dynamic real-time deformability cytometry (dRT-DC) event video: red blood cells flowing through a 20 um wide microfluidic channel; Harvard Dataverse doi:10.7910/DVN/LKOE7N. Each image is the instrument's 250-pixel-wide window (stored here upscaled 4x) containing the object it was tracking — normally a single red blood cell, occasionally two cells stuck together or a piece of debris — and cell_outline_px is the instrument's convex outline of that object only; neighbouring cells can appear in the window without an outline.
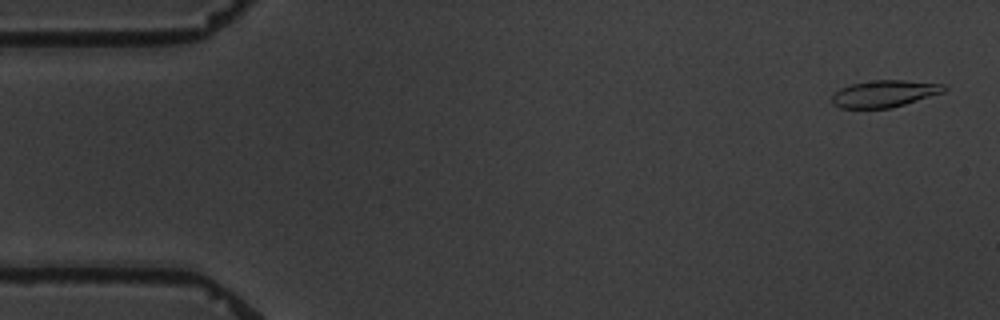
{"species": "common noctule bat (a hibernating species)", "species_latin": "Nyctalus noctula", "temperature_condition": "warm", "stored_images_in_passage": 4, "camera_frame_rate_fps": 3000, "um_per_image_px": 0.085, "animal": {"sex": "male", "body_mass_g": 19.5, "forearm_length_mm": 54.6}, "frame": {"image": 1, "passage_image": 1, "time_ms": 0.0, "image_size_px": [1000, 320], "cell_outline_px": [[948, 88], [944, 92], [892, 108], [840, 108], [832, 104], [832, 96], [840, 88], [852, 84], [876, 80], [904, 80], [944, 84]], "centroid_in_image_um": [75.19, 7.96], "position_along_channel_um": 9.8, "area_um2": 17.51}}